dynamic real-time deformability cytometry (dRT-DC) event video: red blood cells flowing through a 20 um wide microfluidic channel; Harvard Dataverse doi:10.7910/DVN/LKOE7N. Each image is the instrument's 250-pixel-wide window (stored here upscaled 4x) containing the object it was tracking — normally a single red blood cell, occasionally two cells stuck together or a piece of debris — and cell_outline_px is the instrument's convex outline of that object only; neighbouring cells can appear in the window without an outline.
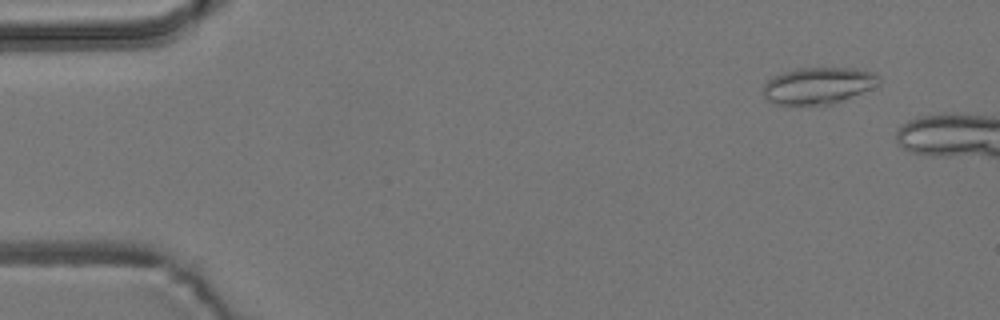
{"species": "common noctule bat (a hibernating species)", "species_latin": "Nyctalus noctula", "temperature_condition": "room temperature", "stored_images_in_passage": 5, "camera_frame_rate_fps": 3000, "um_per_image_px": 0.085, "animal": {"sex": "male", "body_mass_g": 19.2, "forearm_length_mm": 51.8}, "frame": {"image": 1, "passage_image": 2, "time_ms": 1.0, "image_size_px": [1000, 320], "cell_outline_px": [[880, 84], [832, 104], [776, 104], [768, 100], [764, 96], [764, 84], [768, 80], [784, 72], [796, 68], [856, 68], [876, 72], [880, 76]], "centroid_in_image_um": [69.59, 7.25], "position_along_channel_um": 15.4, "area_um2": 24.45}}